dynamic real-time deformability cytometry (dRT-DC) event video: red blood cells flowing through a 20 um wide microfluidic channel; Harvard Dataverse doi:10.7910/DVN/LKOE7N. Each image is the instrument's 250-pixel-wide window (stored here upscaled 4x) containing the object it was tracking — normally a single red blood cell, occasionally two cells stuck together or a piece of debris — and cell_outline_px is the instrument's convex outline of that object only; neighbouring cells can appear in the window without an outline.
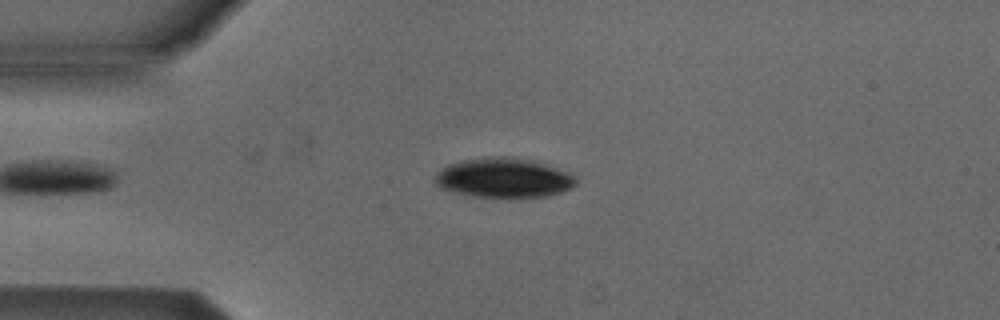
{"species": "Egyptian fruit bat (a non-hibernating species)", "species_latin": "Rousettus aegyptiacus", "temperature_condition": "cold", "stored_images_in_passage": 42, "camera_frame_rate_fps": 3000, "um_per_image_px": 0.085, "animal": {"sex": "male"}, "frame": {"image": 1, "passage_image": 9, "time_ms": 2.667, "image_size_px": [1000, 320], "cell_outline_px": [[576, 184], [572, 188], [560, 192], [544, 196], [472, 196], [452, 192], [440, 188], [432, 180], [448, 164], [464, 160], [500, 156], [512, 156], [536, 160], [548, 164], [568, 172], [576, 176]], "centroid_in_image_um": [42.84, 15.1], "position_along_channel_um": 42.2, "area_um2": 32.37}}
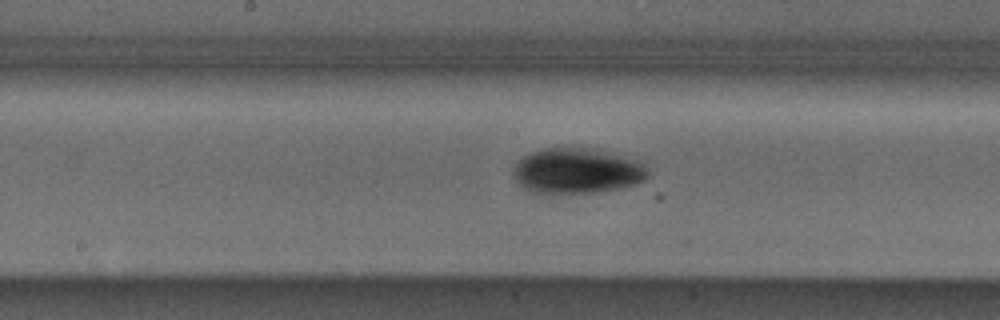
{"frame": {"image": 2, "passage_image": 23, "time_ms": 7.333, "image_size_px": [1000, 320], "cell_outline_px": [[648, 176], [644, 180], [636, 184], [620, 188], [596, 192], [536, 192], [524, 188], [512, 176], [512, 164], [524, 156], [532, 152], [544, 148], [584, 148], [604, 152], [620, 156], [644, 164], [648, 168]], "centroid_in_image_um": [49.0, 14.53], "position_along_channel_um": 199.2, "area_um2": 35.03}}
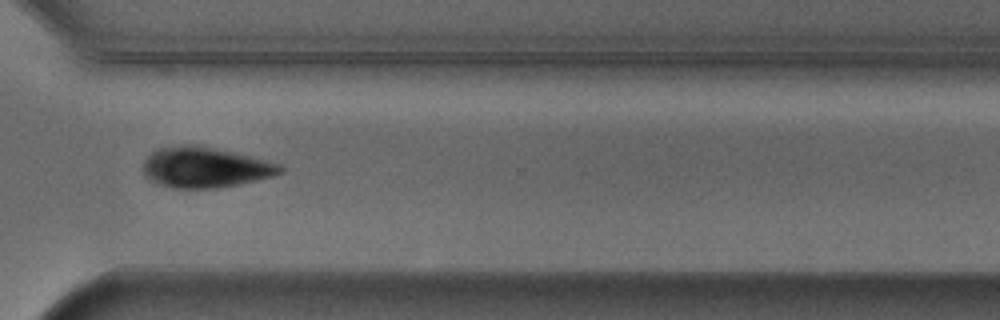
{"frame": {"image": 3, "passage_image": 35, "time_ms": 11.333, "image_size_px": [1000, 320], "cell_outline_px": [[284, 172], [272, 176], [240, 184], [216, 188], [172, 188], [160, 184], [144, 176], [140, 168], [144, 160], [156, 148], [180, 144], [196, 144], [232, 152], [280, 164], [284, 168]], "centroid_in_image_um": [17.37, 14.22], "position_along_channel_um": 353.2, "area_um2": 32.48}}